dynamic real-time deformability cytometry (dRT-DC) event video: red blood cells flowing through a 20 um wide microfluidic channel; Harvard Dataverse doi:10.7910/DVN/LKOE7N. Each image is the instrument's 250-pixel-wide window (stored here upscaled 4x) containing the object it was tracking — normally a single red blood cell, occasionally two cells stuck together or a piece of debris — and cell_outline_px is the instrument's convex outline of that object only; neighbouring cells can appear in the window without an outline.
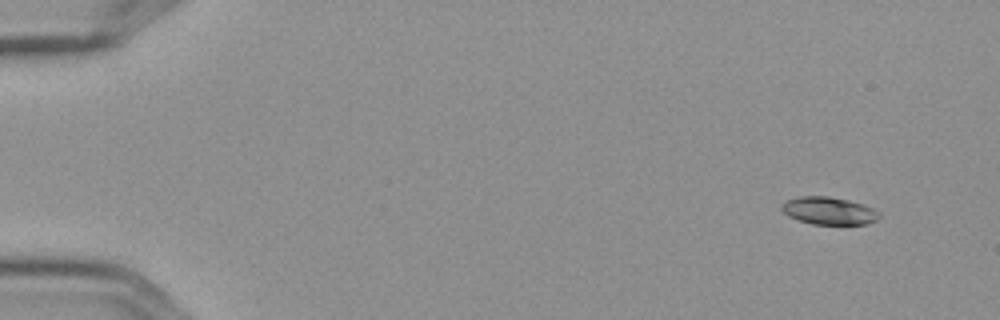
{"species": "Egyptian fruit bat (a non-hibernating species)", "species_latin": "Rousettus aegyptiacus", "temperature_condition": "cold", "stored_images_in_passage": 5, "camera_frame_rate_fps": 3000, "um_per_image_px": 0.085, "frame": {"image": 1, "passage_image": 1, "time_ms": 0.0, "image_size_px": [1000, 320], "cell_outline_px": [[880, 216], [876, 220], [868, 224], [812, 224], [788, 216], [780, 208], [780, 204], [788, 200], [800, 196], [828, 196], [848, 200], [864, 204], [880, 212]], "centroid_in_image_um": [70.46, 17.91], "position_along_channel_um": 14.5, "area_um2": 15.66}}
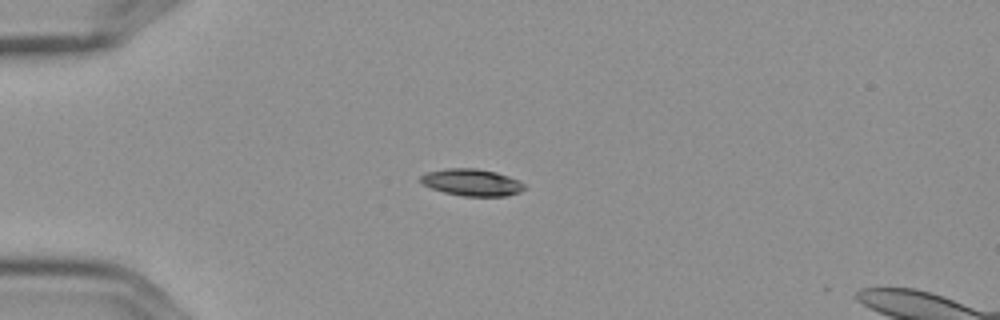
{"frame": {"image": 2, "passage_image": 4, "time_ms": 1.0, "image_size_px": [1000, 320], "cell_outline_px": [[524, 188], [520, 192], [504, 196], [464, 196], [444, 192], [432, 188], [424, 184], [420, 180], [420, 176], [424, 172], [448, 168], [476, 168], [496, 172], [508, 176], [524, 184]], "centroid_in_image_um": [40.07, 15.49], "position_along_channel_um": 44.9, "area_um2": 16.13}}